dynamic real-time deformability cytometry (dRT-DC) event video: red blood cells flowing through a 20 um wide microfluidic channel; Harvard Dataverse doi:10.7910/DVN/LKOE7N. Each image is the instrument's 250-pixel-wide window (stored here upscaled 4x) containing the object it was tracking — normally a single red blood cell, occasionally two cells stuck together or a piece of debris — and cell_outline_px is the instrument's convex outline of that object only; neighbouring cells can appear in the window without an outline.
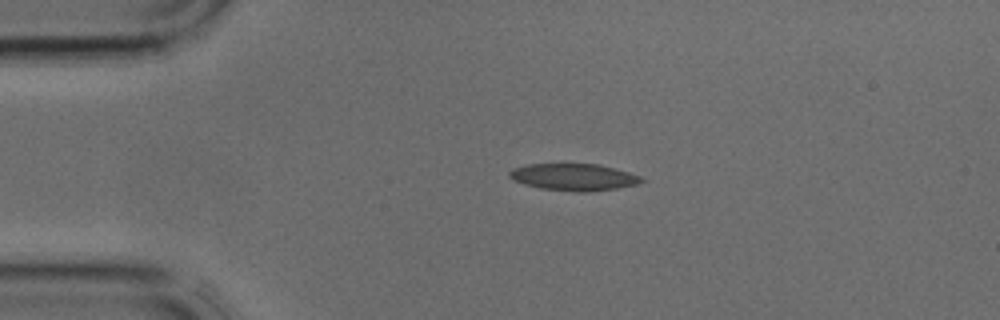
{"species": "common noctule bat (a hibernating species)", "species_latin": "Nyctalus noctula", "temperature_condition": "cold", "stored_images_in_passage": 39, "segment_of_instrument_passage": [1, 2], "camera_frame_rate_fps": 3000, "um_per_image_px": 0.085, "animal": {"sex": "male", "body_mass_g": 17.9, "forearm_length_mm": 54.2}, "frame": {"image": 1, "passage_image": 7, "time_ms": 2.0, "image_size_px": [1000, 320], "cell_outline_px": [[644, 180], [636, 184], [616, 188], [588, 192], [576, 192], [540, 188], [524, 184], [508, 176], [508, 172], [512, 168], [528, 164], [600, 164], [628, 172], [640, 176]], "centroid_in_image_um": [48.74, 15.05], "position_along_channel_um": 36.3, "area_um2": 20.58}}
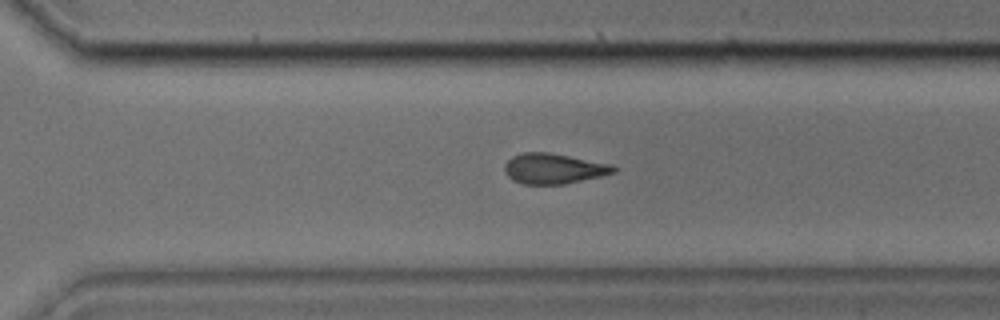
{"frame": {"image": 2, "passage_image": 26, "time_ms": 8.333, "image_size_px": [1000, 320], "cell_outline_px": [[620, 168], [616, 172], [600, 176], [564, 184], [524, 184], [512, 180], [504, 172], [504, 164], [512, 156], [524, 152], [548, 152], [612, 164]], "centroid_in_image_um": [47.07, 14.33], "position_along_channel_um": 323.5, "area_um2": 19.36}}
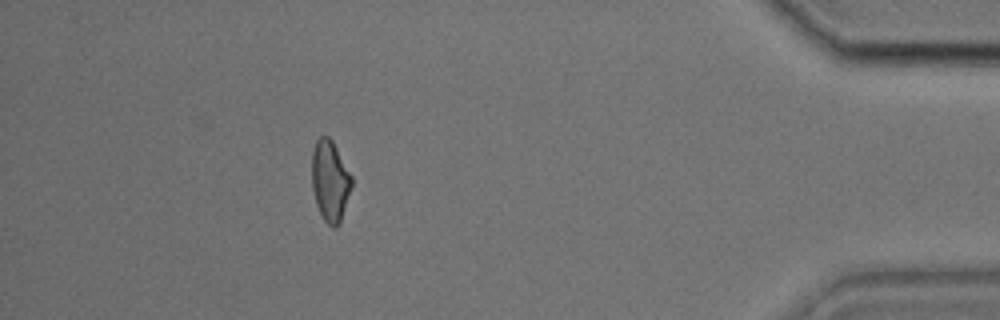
{"frame": {"image": 3, "passage_image": 34, "time_ms": 11.0, "image_size_px": [1000, 320], "cell_outline_px": [[352, 184], [340, 224], [336, 228], [332, 228], [324, 220], [316, 204], [312, 188], [312, 152], [316, 140], [320, 136], [328, 136], [332, 140], [352, 176]], "centroid_in_image_um": [28.05, 15.38], "position_along_channel_um": 407.1, "area_um2": 18.79}}